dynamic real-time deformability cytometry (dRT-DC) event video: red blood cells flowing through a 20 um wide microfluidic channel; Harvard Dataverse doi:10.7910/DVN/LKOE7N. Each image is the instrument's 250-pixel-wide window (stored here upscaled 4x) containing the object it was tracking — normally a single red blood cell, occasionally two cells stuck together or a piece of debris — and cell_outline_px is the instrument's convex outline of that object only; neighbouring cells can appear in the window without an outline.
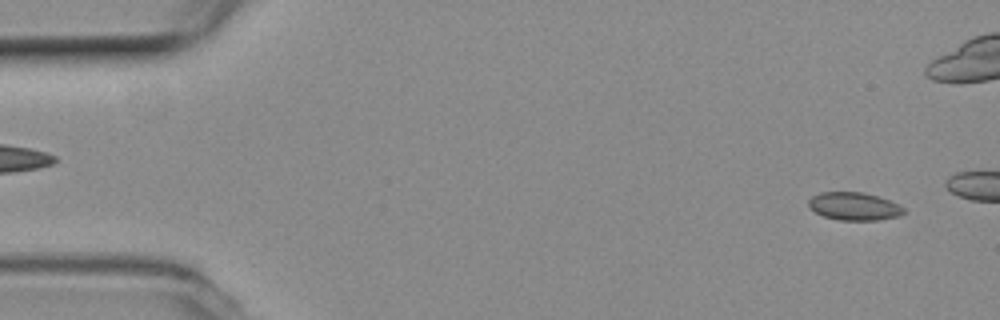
{"species": "common noctule bat (a hibernating species)", "species_latin": "Nyctalus noctula", "temperature_condition": "room temperature", "stored_images_in_passage": 14, "camera_frame_rate_fps": 3000, "um_per_image_px": 0.085, "animal": {"sex": "female", "body_mass_g": 19.3, "forearm_length_mm": 54.1}, "frame": {"image": 1, "passage_image": 3, "time_ms": 0.667, "image_size_px": [1000, 320], "cell_outline_px": [[904, 212], [900, 216], [880, 220], [840, 220], [824, 216], [808, 208], [808, 200], [812, 196], [820, 192], [864, 192], [900, 204], [904, 208]], "centroid_in_image_um": [72.59, 17.53], "position_along_channel_um": 12.4, "area_um2": 15.55}}